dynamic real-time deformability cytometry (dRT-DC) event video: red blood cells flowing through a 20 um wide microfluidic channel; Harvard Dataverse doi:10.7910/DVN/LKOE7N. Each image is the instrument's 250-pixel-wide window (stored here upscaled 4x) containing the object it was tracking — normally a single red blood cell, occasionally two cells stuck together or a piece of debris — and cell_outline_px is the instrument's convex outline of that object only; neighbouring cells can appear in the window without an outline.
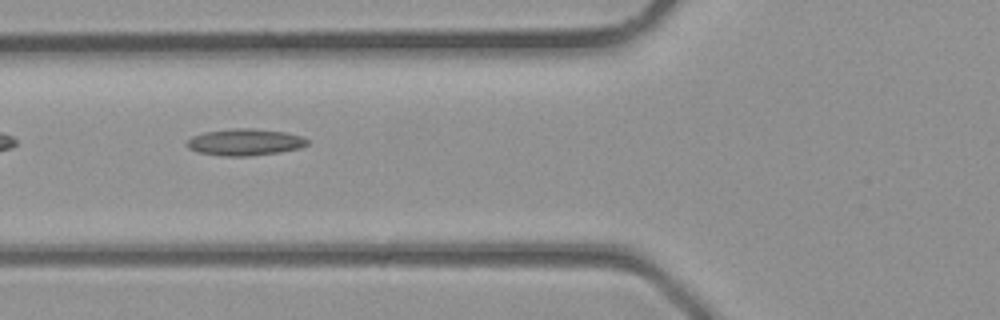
{"species": "common noctule bat (a hibernating species)", "species_latin": "Nyctalus noctula", "temperature_condition": "room temperature", "stored_images_in_passage": 4, "camera_frame_rate_fps": 3000, "um_per_image_px": 0.085, "animal": {"sex": "male", "body_mass_g": 23.1, "forearm_length_mm": 52.7}, "frame": {"image": 1, "passage_image": 4, "time_ms": 1.0, "image_size_px": [1000, 320], "cell_outline_px": [[308, 144], [300, 148], [280, 152], [252, 156], [220, 156], [196, 152], [188, 148], [184, 144], [192, 136], [204, 132], [236, 128], [252, 128], [284, 132], [300, 136], [308, 140]], "centroid_in_image_um": [20.77, 12.09], "position_along_channel_um": 105.0, "area_um2": 18.84}}